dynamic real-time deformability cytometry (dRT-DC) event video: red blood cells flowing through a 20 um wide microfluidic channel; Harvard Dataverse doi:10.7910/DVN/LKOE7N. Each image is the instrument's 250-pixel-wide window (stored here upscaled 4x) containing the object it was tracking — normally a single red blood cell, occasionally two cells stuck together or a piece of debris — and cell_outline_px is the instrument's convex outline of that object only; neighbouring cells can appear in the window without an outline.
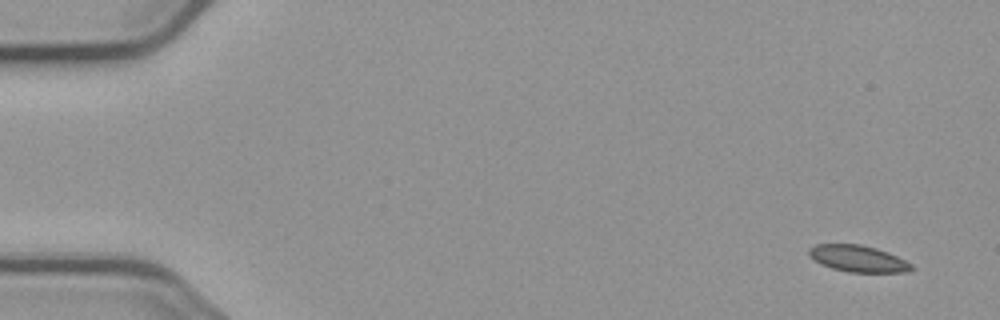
{"species": "common noctule bat (a hibernating species)", "species_latin": "Nyctalus noctula", "temperature_condition": "cold", "stored_images_in_passage": 4, "camera_frame_rate_fps": 3000, "um_per_image_px": 0.085, "animal": {"sex": "male", "body_mass_g": 23.1, "forearm_length_mm": 52.7}, "frame": {"image": 1, "passage_image": 1, "time_ms": 0.0, "image_size_px": [1000, 320], "cell_outline_px": [[912, 268], [908, 272], [848, 272], [832, 268], [820, 264], [808, 256], [808, 248], [816, 244], [860, 244], [876, 248], [888, 252], [912, 264]], "centroid_in_image_um": [72.88, 21.98], "position_along_channel_um": 12.1, "area_um2": 15.9}}
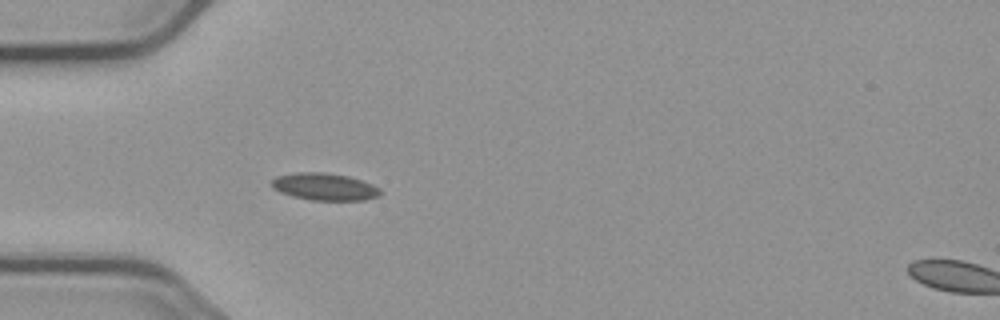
{"frame": {"image": 2, "passage_image": 4, "time_ms": 4.667, "image_size_px": [1000, 320], "cell_outline_px": [[380, 196], [364, 200], [312, 200], [292, 196], [280, 192], [272, 188], [272, 180], [276, 176], [296, 172], [324, 172], [348, 176], [372, 184], [380, 188]], "centroid_in_image_um": [27.58, 15.87], "position_along_channel_um": 57.4, "area_um2": 17.22}}